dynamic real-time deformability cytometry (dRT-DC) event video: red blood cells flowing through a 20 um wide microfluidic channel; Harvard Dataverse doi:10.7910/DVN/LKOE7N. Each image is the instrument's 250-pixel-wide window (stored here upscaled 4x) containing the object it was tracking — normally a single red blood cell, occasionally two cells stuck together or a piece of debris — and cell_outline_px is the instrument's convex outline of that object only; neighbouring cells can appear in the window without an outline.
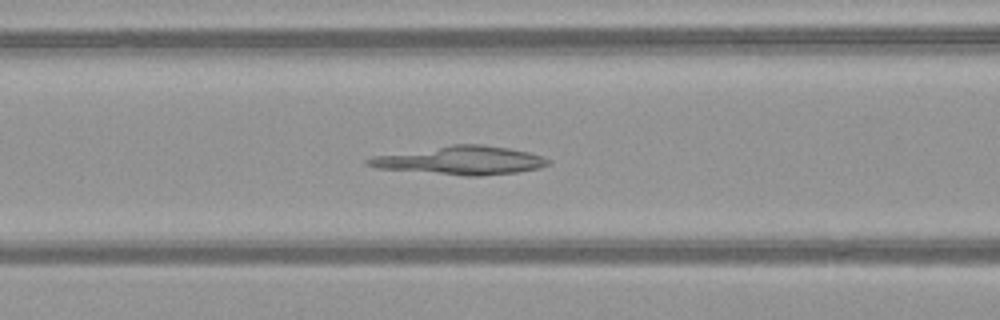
{"species": "common noctule bat (a hibernating species)", "species_latin": "Nyctalus noctula", "temperature_condition": "warm", "stored_images_in_passage": 52, "camera_frame_rate_fps": 3000, "um_per_image_px": 0.085, "animal": {"sex": "female", "body_mass_g": 21.9}, "frame": {"image": 1, "passage_image": 22, "time_ms": 7.0, "image_size_px": [1000, 320], "cell_outline_px": [[552, 160], [548, 164], [540, 168], [516, 172], [480, 176], [464, 176], [376, 168], [364, 164], [364, 160], [372, 156], [452, 144], [484, 144], [508, 148], [528, 152]], "centroid_in_image_um": [39.11, 13.63], "position_along_channel_um": 127.5, "area_um2": 29.94}}
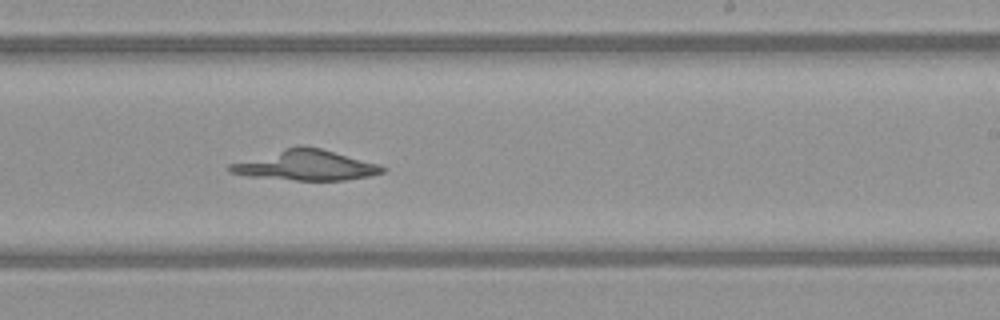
{"frame": {"image": 2, "passage_image": 32, "time_ms": 10.333, "image_size_px": [1000, 320], "cell_outline_px": [[388, 168], [384, 172], [368, 176], [344, 180], [296, 180], [248, 176], [228, 172], [228, 164], [284, 148], [300, 144], [304, 144], [320, 148], [380, 164]], "centroid_in_image_um": [25.99, 14.04], "position_along_channel_um": 263.0, "area_um2": 26.93}}
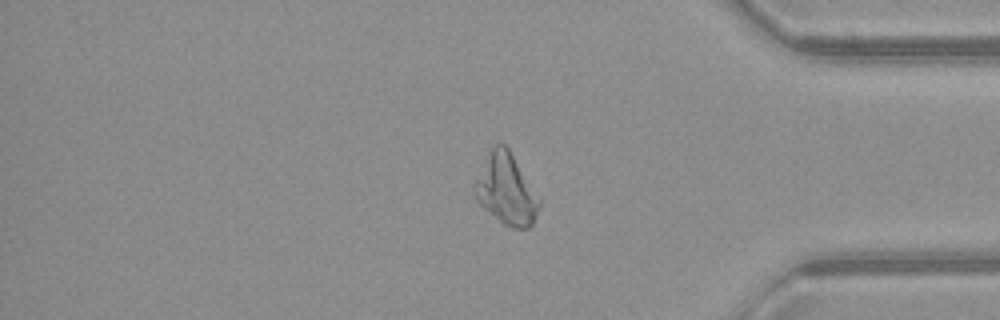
{"frame": {"image": 3, "passage_image": 43, "time_ms": 14.0, "image_size_px": [1000, 320], "cell_outline_px": [[540, 204], [532, 224], [528, 228], [512, 228], [504, 224], [488, 212], [476, 200], [472, 192], [472, 184], [492, 144], [504, 144], [508, 148], [540, 200]], "centroid_in_image_um": [42.96, 16.09], "position_along_channel_um": 392.2, "area_um2": 26.41}}